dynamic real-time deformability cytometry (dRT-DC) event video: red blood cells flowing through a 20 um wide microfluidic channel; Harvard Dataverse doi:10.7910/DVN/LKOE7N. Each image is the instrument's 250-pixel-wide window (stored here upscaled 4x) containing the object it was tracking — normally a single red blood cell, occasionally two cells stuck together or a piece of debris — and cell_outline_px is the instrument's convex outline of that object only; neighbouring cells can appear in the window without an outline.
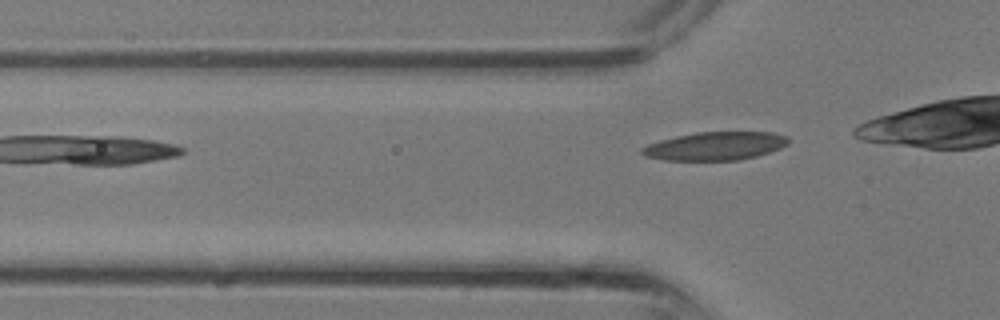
{"species": "common noctule bat (a hibernating species)", "species_latin": "Nyctalus noctula", "temperature_condition": "room temperature", "stored_images_in_passage": 6, "camera_frame_rate_fps": 3000, "um_per_image_px": 0.085, "animal": {"sex": "male", "body_mass_g": 13.3}, "frame": {"image": 1, "passage_image": 6, "time_ms": 1.667, "image_size_px": [1000, 320], "cell_outline_px": [[788, 144], [780, 148], [756, 156], [740, 160], [664, 160], [644, 156], [640, 152], [640, 148], [648, 144], [660, 140], [676, 136], [696, 132], [772, 132], [788, 136]], "centroid_in_image_um": [60.77, 12.41], "position_along_channel_um": 65.0, "area_um2": 24.16}}